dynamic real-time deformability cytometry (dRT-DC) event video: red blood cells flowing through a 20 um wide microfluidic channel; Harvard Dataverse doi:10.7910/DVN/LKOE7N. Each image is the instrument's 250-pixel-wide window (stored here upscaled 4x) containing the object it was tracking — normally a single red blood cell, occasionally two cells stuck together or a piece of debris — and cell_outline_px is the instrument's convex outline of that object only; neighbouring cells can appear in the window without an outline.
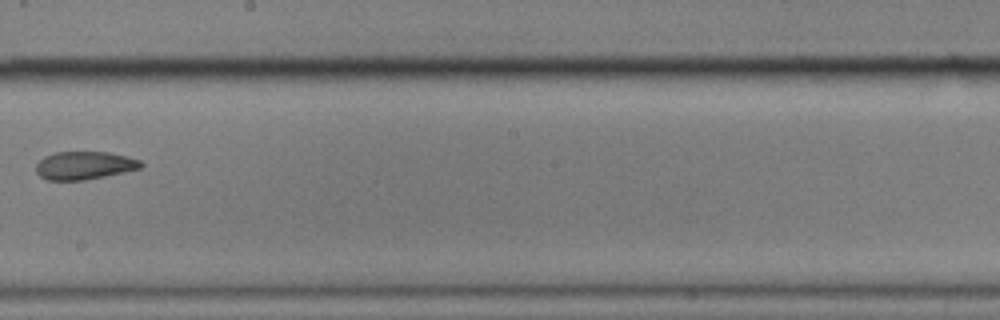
{"species": "common noctule bat (a hibernating species)", "species_latin": "Nyctalus noctula", "temperature_condition": "cold", "stored_images_in_passage": 9, "camera_frame_rate_fps": 3000, "um_per_image_px": 0.085, "animal": {"sex": "male", "body_mass_g": 17.9}, "frame": {"image": 1, "passage_image": 8, "time_ms": 8.667, "image_size_px": [1000, 320], "cell_outline_px": [[144, 164], [140, 168], [104, 176], [84, 180], [48, 180], [40, 176], [36, 172], [36, 164], [44, 156], [56, 152], [108, 152], [128, 156], [140, 160]], "centroid_in_image_um": [7.16, 14.05], "position_along_channel_um": 241.0, "area_um2": 17.05}}
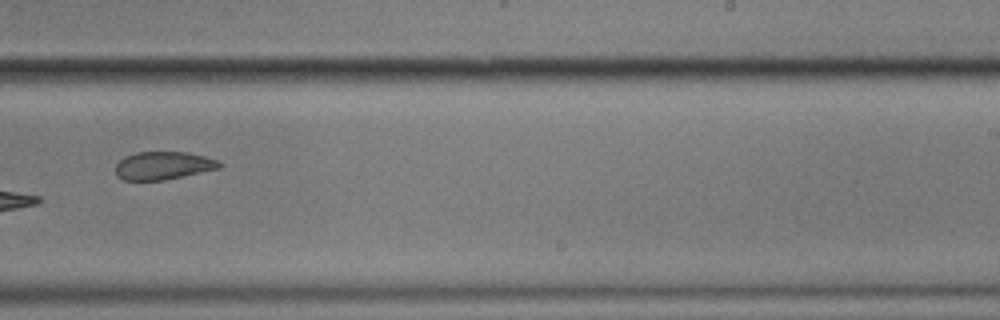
{"frame": {"image": 2, "passage_image": 9, "time_ms": 9.667, "image_size_px": [1000, 320], "cell_outline_px": [[220, 168], [164, 180], [124, 180], [116, 176], [116, 164], [124, 156], [136, 152], [184, 152], [204, 156], [216, 160], [220, 164]], "centroid_in_image_um": [13.82, 14.07], "position_along_channel_um": 275.2, "area_um2": 16.76}}